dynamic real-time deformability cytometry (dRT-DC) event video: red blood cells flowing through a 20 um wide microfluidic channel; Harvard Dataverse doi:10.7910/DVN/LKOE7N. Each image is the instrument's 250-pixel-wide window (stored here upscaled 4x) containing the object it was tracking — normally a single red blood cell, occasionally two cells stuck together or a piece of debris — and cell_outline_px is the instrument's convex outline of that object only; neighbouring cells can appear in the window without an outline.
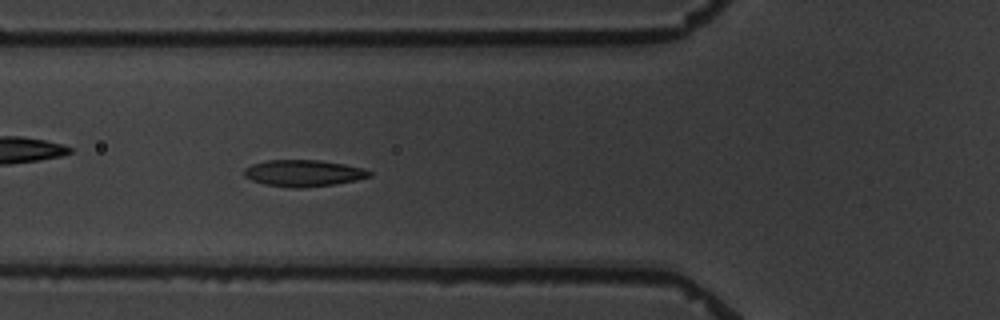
{"species": "common noctule bat (a hibernating species)", "species_latin": "Nyctalus noctula", "temperature_condition": "warm", "stored_images_in_passage": 7, "camera_frame_rate_fps": 3000, "um_per_image_px": 0.085, "animal": {"sex": "male", "body_mass_g": 19.5, "forearm_length_mm": 54.6}, "frame": {"image": 1, "passage_image": 7, "time_ms": 7.0, "image_size_px": [1000, 320], "cell_outline_px": [[372, 176], [356, 180], [336, 184], [304, 188], [292, 188], [264, 184], [252, 180], [244, 176], [244, 168], [252, 164], [268, 160], [320, 160], [344, 164], [364, 168], [372, 172]], "centroid_in_image_um": [25.81, 14.72], "position_along_channel_um": 100.0, "area_um2": 19.54}}